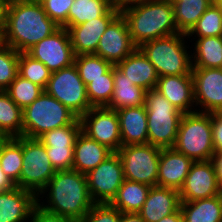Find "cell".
<instances>
[{
  "label": "cell",
  "mask_w": 222,
  "mask_h": 222,
  "mask_svg": "<svg viewBox=\"0 0 222 222\" xmlns=\"http://www.w3.org/2000/svg\"><path fill=\"white\" fill-rule=\"evenodd\" d=\"M36 197L42 209L76 222H82L95 204L89 194L86 175L73 169L56 171ZM44 197L47 199L43 200Z\"/></svg>",
  "instance_id": "cell-1"
},
{
  "label": "cell",
  "mask_w": 222,
  "mask_h": 222,
  "mask_svg": "<svg viewBox=\"0 0 222 222\" xmlns=\"http://www.w3.org/2000/svg\"><path fill=\"white\" fill-rule=\"evenodd\" d=\"M59 28L38 0H11L1 43L17 52H26Z\"/></svg>",
  "instance_id": "cell-2"
},
{
  "label": "cell",
  "mask_w": 222,
  "mask_h": 222,
  "mask_svg": "<svg viewBox=\"0 0 222 222\" xmlns=\"http://www.w3.org/2000/svg\"><path fill=\"white\" fill-rule=\"evenodd\" d=\"M121 14L137 48L145 42L179 33L171 0H145Z\"/></svg>",
  "instance_id": "cell-3"
},
{
  "label": "cell",
  "mask_w": 222,
  "mask_h": 222,
  "mask_svg": "<svg viewBox=\"0 0 222 222\" xmlns=\"http://www.w3.org/2000/svg\"><path fill=\"white\" fill-rule=\"evenodd\" d=\"M186 39V34L177 33L145 42L138 48L152 63L158 77L192 74V50H188Z\"/></svg>",
  "instance_id": "cell-4"
},
{
  "label": "cell",
  "mask_w": 222,
  "mask_h": 222,
  "mask_svg": "<svg viewBox=\"0 0 222 222\" xmlns=\"http://www.w3.org/2000/svg\"><path fill=\"white\" fill-rule=\"evenodd\" d=\"M70 124H81L79 117L45 91L23 110V136L27 138L38 139Z\"/></svg>",
  "instance_id": "cell-5"
},
{
  "label": "cell",
  "mask_w": 222,
  "mask_h": 222,
  "mask_svg": "<svg viewBox=\"0 0 222 222\" xmlns=\"http://www.w3.org/2000/svg\"><path fill=\"white\" fill-rule=\"evenodd\" d=\"M173 148L193 162L211 160L215 153L211 113L183 114Z\"/></svg>",
  "instance_id": "cell-6"
},
{
  "label": "cell",
  "mask_w": 222,
  "mask_h": 222,
  "mask_svg": "<svg viewBox=\"0 0 222 222\" xmlns=\"http://www.w3.org/2000/svg\"><path fill=\"white\" fill-rule=\"evenodd\" d=\"M145 106L148 120V144L160 149L172 148L183 113L156 89L147 91Z\"/></svg>",
  "instance_id": "cell-7"
},
{
  "label": "cell",
  "mask_w": 222,
  "mask_h": 222,
  "mask_svg": "<svg viewBox=\"0 0 222 222\" xmlns=\"http://www.w3.org/2000/svg\"><path fill=\"white\" fill-rule=\"evenodd\" d=\"M22 152L20 188L38 196L56 170L51 165L46 147L38 139L22 136Z\"/></svg>",
  "instance_id": "cell-8"
},
{
  "label": "cell",
  "mask_w": 222,
  "mask_h": 222,
  "mask_svg": "<svg viewBox=\"0 0 222 222\" xmlns=\"http://www.w3.org/2000/svg\"><path fill=\"white\" fill-rule=\"evenodd\" d=\"M44 91L79 118L91 108L86 85L79 76L75 64L52 72Z\"/></svg>",
  "instance_id": "cell-9"
},
{
  "label": "cell",
  "mask_w": 222,
  "mask_h": 222,
  "mask_svg": "<svg viewBox=\"0 0 222 222\" xmlns=\"http://www.w3.org/2000/svg\"><path fill=\"white\" fill-rule=\"evenodd\" d=\"M126 180L157 186L161 149L151 144L122 146L118 151Z\"/></svg>",
  "instance_id": "cell-10"
},
{
  "label": "cell",
  "mask_w": 222,
  "mask_h": 222,
  "mask_svg": "<svg viewBox=\"0 0 222 222\" xmlns=\"http://www.w3.org/2000/svg\"><path fill=\"white\" fill-rule=\"evenodd\" d=\"M86 177L92 201L110 204L125 180L122 161L118 153L113 152L86 174Z\"/></svg>",
  "instance_id": "cell-11"
},
{
  "label": "cell",
  "mask_w": 222,
  "mask_h": 222,
  "mask_svg": "<svg viewBox=\"0 0 222 222\" xmlns=\"http://www.w3.org/2000/svg\"><path fill=\"white\" fill-rule=\"evenodd\" d=\"M81 131L89 138L106 146L112 152L122 147L119 117L107 107H91L80 118Z\"/></svg>",
  "instance_id": "cell-12"
},
{
  "label": "cell",
  "mask_w": 222,
  "mask_h": 222,
  "mask_svg": "<svg viewBox=\"0 0 222 222\" xmlns=\"http://www.w3.org/2000/svg\"><path fill=\"white\" fill-rule=\"evenodd\" d=\"M26 53L45 64L51 72L69 67L75 60L70 36L64 27L33 45Z\"/></svg>",
  "instance_id": "cell-13"
},
{
  "label": "cell",
  "mask_w": 222,
  "mask_h": 222,
  "mask_svg": "<svg viewBox=\"0 0 222 222\" xmlns=\"http://www.w3.org/2000/svg\"><path fill=\"white\" fill-rule=\"evenodd\" d=\"M192 77L194 82L195 111L221 113L222 69L192 68Z\"/></svg>",
  "instance_id": "cell-14"
},
{
  "label": "cell",
  "mask_w": 222,
  "mask_h": 222,
  "mask_svg": "<svg viewBox=\"0 0 222 222\" xmlns=\"http://www.w3.org/2000/svg\"><path fill=\"white\" fill-rule=\"evenodd\" d=\"M136 48L131 39L128 24L120 13L101 36L95 54L116 65Z\"/></svg>",
  "instance_id": "cell-15"
},
{
  "label": "cell",
  "mask_w": 222,
  "mask_h": 222,
  "mask_svg": "<svg viewBox=\"0 0 222 222\" xmlns=\"http://www.w3.org/2000/svg\"><path fill=\"white\" fill-rule=\"evenodd\" d=\"M222 194L211 160L193 162L183 187L179 190L181 201H194Z\"/></svg>",
  "instance_id": "cell-16"
},
{
  "label": "cell",
  "mask_w": 222,
  "mask_h": 222,
  "mask_svg": "<svg viewBox=\"0 0 222 222\" xmlns=\"http://www.w3.org/2000/svg\"><path fill=\"white\" fill-rule=\"evenodd\" d=\"M120 14L112 7L101 17L77 26H67L75 56L95 54L99 40L108 25Z\"/></svg>",
  "instance_id": "cell-17"
},
{
  "label": "cell",
  "mask_w": 222,
  "mask_h": 222,
  "mask_svg": "<svg viewBox=\"0 0 222 222\" xmlns=\"http://www.w3.org/2000/svg\"><path fill=\"white\" fill-rule=\"evenodd\" d=\"M156 90L183 114L195 112L192 74L158 77Z\"/></svg>",
  "instance_id": "cell-18"
},
{
  "label": "cell",
  "mask_w": 222,
  "mask_h": 222,
  "mask_svg": "<svg viewBox=\"0 0 222 222\" xmlns=\"http://www.w3.org/2000/svg\"><path fill=\"white\" fill-rule=\"evenodd\" d=\"M193 161L172 148L161 149L157 186L180 190Z\"/></svg>",
  "instance_id": "cell-19"
},
{
  "label": "cell",
  "mask_w": 222,
  "mask_h": 222,
  "mask_svg": "<svg viewBox=\"0 0 222 222\" xmlns=\"http://www.w3.org/2000/svg\"><path fill=\"white\" fill-rule=\"evenodd\" d=\"M179 191L172 188L152 186L142 209L138 212L144 222H158L180 208Z\"/></svg>",
  "instance_id": "cell-20"
},
{
  "label": "cell",
  "mask_w": 222,
  "mask_h": 222,
  "mask_svg": "<svg viewBox=\"0 0 222 222\" xmlns=\"http://www.w3.org/2000/svg\"><path fill=\"white\" fill-rule=\"evenodd\" d=\"M37 197L30 191L14 187L0 193V222H28Z\"/></svg>",
  "instance_id": "cell-21"
},
{
  "label": "cell",
  "mask_w": 222,
  "mask_h": 222,
  "mask_svg": "<svg viewBox=\"0 0 222 222\" xmlns=\"http://www.w3.org/2000/svg\"><path fill=\"white\" fill-rule=\"evenodd\" d=\"M133 84L146 91L156 89L158 75L152 63L136 48L129 56L115 65Z\"/></svg>",
  "instance_id": "cell-22"
},
{
  "label": "cell",
  "mask_w": 222,
  "mask_h": 222,
  "mask_svg": "<svg viewBox=\"0 0 222 222\" xmlns=\"http://www.w3.org/2000/svg\"><path fill=\"white\" fill-rule=\"evenodd\" d=\"M116 112L119 117L122 146L148 144L146 106L128 107Z\"/></svg>",
  "instance_id": "cell-23"
},
{
  "label": "cell",
  "mask_w": 222,
  "mask_h": 222,
  "mask_svg": "<svg viewBox=\"0 0 222 222\" xmlns=\"http://www.w3.org/2000/svg\"><path fill=\"white\" fill-rule=\"evenodd\" d=\"M113 152L106 146L89 138L82 131L77 135L74 143L72 169L82 174H88Z\"/></svg>",
  "instance_id": "cell-24"
},
{
  "label": "cell",
  "mask_w": 222,
  "mask_h": 222,
  "mask_svg": "<svg viewBox=\"0 0 222 222\" xmlns=\"http://www.w3.org/2000/svg\"><path fill=\"white\" fill-rule=\"evenodd\" d=\"M113 81V95L107 108L117 111L128 107L145 106L147 91L129 81L115 65Z\"/></svg>",
  "instance_id": "cell-25"
},
{
  "label": "cell",
  "mask_w": 222,
  "mask_h": 222,
  "mask_svg": "<svg viewBox=\"0 0 222 222\" xmlns=\"http://www.w3.org/2000/svg\"><path fill=\"white\" fill-rule=\"evenodd\" d=\"M183 222H222V194L194 201H181Z\"/></svg>",
  "instance_id": "cell-26"
},
{
  "label": "cell",
  "mask_w": 222,
  "mask_h": 222,
  "mask_svg": "<svg viewBox=\"0 0 222 222\" xmlns=\"http://www.w3.org/2000/svg\"><path fill=\"white\" fill-rule=\"evenodd\" d=\"M197 38V40H196ZM195 40L192 68H220L222 61V36L192 37Z\"/></svg>",
  "instance_id": "cell-27"
},
{
  "label": "cell",
  "mask_w": 222,
  "mask_h": 222,
  "mask_svg": "<svg viewBox=\"0 0 222 222\" xmlns=\"http://www.w3.org/2000/svg\"><path fill=\"white\" fill-rule=\"evenodd\" d=\"M150 188L149 185L125 179L110 204L121 213H138L146 201Z\"/></svg>",
  "instance_id": "cell-28"
},
{
  "label": "cell",
  "mask_w": 222,
  "mask_h": 222,
  "mask_svg": "<svg viewBox=\"0 0 222 222\" xmlns=\"http://www.w3.org/2000/svg\"><path fill=\"white\" fill-rule=\"evenodd\" d=\"M213 2L216 0H171L178 32L187 35Z\"/></svg>",
  "instance_id": "cell-29"
},
{
  "label": "cell",
  "mask_w": 222,
  "mask_h": 222,
  "mask_svg": "<svg viewBox=\"0 0 222 222\" xmlns=\"http://www.w3.org/2000/svg\"><path fill=\"white\" fill-rule=\"evenodd\" d=\"M0 163L4 174L20 188L23 164L22 136L4 138L0 142Z\"/></svg>",
  "instance_id": "cell-30"
},
{
  "label": "cell",
  "mask_w": 222,
  "mask_h": 222,
  "mask_svg": "<svg viewBox=\"0 0 222 222\" xmlns=\"http://www.w3.org/2000/svg\"><path fill=\"white\" fill-rule=\"evenodd\" d=\"M0 133L4 138L23 136V110L0 91Z\"/></svg>",
  "instance_id": "cell-31"
},
{
  "label": "cell",
  "mask_w": 222,
  "mask_h": 222,
  "mask_svg": "<svg viewBox=\"0 0 222 222\" xmlns=\"http://www.w3.org/2000/svg\"><path fill=\"white\" fill-rule=\"evenodd\" d=\"M110 8V0H74L68 13V26H77L101 17Z\"/></svg>",
  "instance_id": "cell-32"
},
{
  "label": "cell",
  "mask_w": 222,
  "mask_h": 222,
  "mask_svg": "<svg viewBox=\"0 0 222 222\" xmlns=\"http://www.w3.org/2000/svg\"><path fill=\"white\" fill-rule=\"evenodd\" d=\"M193 35L194 37L222 36V9L216 2L206 9L187 34V38L190 39Z\"/></svg>",
  "instance_id": "cell-33"
},
{
  "label": "cell",
  "mask_w": 222,
  "mask_h": 222,
  "mask_svg": "<svg viewBox=\"0 0 222 222\" xmlns=\"http://www.w3.org/2000/svg\"><path fill=\"white\" fill-rule=\"evenodd\" d=\"M74 64L84 84L87 86L94 79L102 77L114 65L96 54L75 56Z\"/></svg>",
  "instance_id": "cell-34"
},
{
  "label": "cell",
  "mask_w": 222,
  "mask_h": 222,
  "mask_svg": "<svg viewBox=\"0 0 222 222\" xmlns=\"http://www.w3.org/2000/svg\"><path fill=\"white\" fill-rule=\"evenodd\" d=\"M5 92L22 110L32 104L44 89L37 84L17 75Z\"/></svg>",
  "instance_id": "cell-35"
},
{
  "label": "cell",
  "mask_w": 222,
  "mask_h": 222,
  "mask_svg": "<svg viewBox=\"0 0 222 222\" xmlns=\"http://www.w3.org/2000/svg\"><path fill=\"white\" fill-rule=\"evenodd\" d=\"M86 89L91 107H107L110 104L114 90L113 67L102 77L91 81Z\"/></svg>",
  "instance_id": "cell-36"
},
{
  "label": "cell",
  "mask_w": 222,
  "mask_h": 222,
  "mask_svg": "<svg viewBox=\"0 0 222 222\" xmlns=\"http://www.w3.org/2000/svg\"><path fill=\"white\" fill-rule=\"evenodd\" d=\"M51 73L41 61L32 58L26 52L19 53L18 75L45 89Z\"/></svg>",
  "instance_id": "cell-37"
},
{
  "label": "cell",
  "mask_w": 222,
  "mask_h": 222,
  "mask_svg": "<svg viewBox=\"0 0 222 222\" xmlns=\"http://www.w3.org/2000/svg\"><path fill=\"white\" fill-rule=\"evenodd\" d=\"M81 131V124H70L44 133L38 140L46 148L74 147L77 135Z\"/></svg>",
  "instance_id": "cell-38"
},
{
  "label": "cell",
  "mask_w": 222,
  "mask_h": 222,
  "mask_svg": "<svg viewBox=\"0 0 222 222\" xmlns=\"http://www.w3.org/2000/svg\"><path fill=\"white\" fill-rule=\"evenodd\" d=\"M19 53L0 43V91H5L18 75Z\"/></svg>",
  "instance_id": "cell-39"
},
{
  "label": "cell",
  "mask_w": 222,
  "mask_h": 222,
  "mask_svg": "<svg viewBox=\"0 0 222 222\" xmlns=\"http://www.w3.org/2000/svg\"><path fill=\"white\" fill-rule=\"evenodd\" d=\"M45 10L47 16L58 26H68V13L74 0H38Z\"/></svg>",
  "instance_id": "cell-40"
},
{
  "label": "cell",
  "mask_w": 222,
  "mask_h": 222,
  "mask_svg": "<svg viewBox=\"0 0 222 222\" xmlns=\"http://www.w3.org/2000/svg\"><path fill=\"white\" fill-rule=\"evenodd\" d=\"M82 222H120V211L108 203H95Z\"/></svg>",
  "instance_id": "cell-41"
},
{
  "label": "cell",
  "mask_w": 222,
  "mask_h": 222,
  "mask_svg": "<svg viewBox=\"0 0 222 222\" xmlns=\"http://www.w3.org/2000/svg\"><path fill=\"white\" fill-rule=\"evenodd\" d=\"M46 151L51 165L56 171L72 169L74 147L46 148Z\"/></svg>",
  "instance_id": "cell-42"
},
{
  "label": "cell",
  "mask_w": 222,
  "mask_h": 222,
  "mask_svg": "<svg viewBox=\"0 0 222 222\" xmlns=\"http://www.w3.org/2000/svg\"><path fill=\"white\" fill-rule=\"evenodd\" d=\"M30 222H76L72 219L62 217L61 215L50 213L42 209L37 204L33 207Z\"/></svg>",
  "instance_id": "cell-43"
},
{
  "label": "cell",
  "mask_w": 222,
  "mask_h": 222,
  "mask_svg": "<svg viewBox=\"0 0 222 222\" xmlns=\"http://www.w3.org/2000/svg\"><path fill=\"white\" fill-rule=\"evenodd\" d=\"M213 146L215 152L222 150V112L211 113Z\"/></svg>",
  "instance_id": "cell-44"
},
{
  "label": "cell",
  "mask_w": 222,
  "mask_h": 222,
  "mask_svg": "<svg viewBox=\"0 0 222 222\" xmlns=\"http://www.w3.org/2000/svg\"><path fill=\"white\" fill-rule=\"evenodd\" d=\"M211 161L216 171L219 187L222 190V150L216 151L213 154Z\"/></svg>",
  "instance_id": "cell-45"
},
{
  "label": "cell",
  "mask_w": 222,
  "mask_h": 222,
  "mask_svg": "<svg viewBox=\"0 0 222 222\" xmlns=\"http://www.w3.org/2000/svg\"><path fill=\"white\" fill-rule=\"evenodd\" d=\"M145 0H110V6L120 13L126 8L138 5Z\"/></svg>",
  "instance_id": "cell-46"
},
{
  "label": "cell",
  "mask_w": 222,
  "mask_h": 222,
  "mask_svg": "<svg viewBox=\"0 0 222 222\" xmlns=\"http://www.w3.org/2000/svg\"><path fill=\"white\" fill-rule=\"evenodd\" d=\"M9 2V0H0V37H2L5 30Z\"/></svg>",
  "instance_id": "cell-47"
},
{
  "label": "cell",
  "mask_w": 222,
  "mask_h": 222,
  "mask_svg": "<svg viewBox=\"0 0 222 222\" xmlns=\"http://www.w3.org/2000/svg\"><path fill=\"white\" fill-rule=\"evenodd\" d=\"M16 185L2 171L0 163V193L13 189Z\"/></svg>",
  "instance_id": "cell-48"
},
{
  "label": "cell",
  "mask_w": 222,
  "mask_h": 222,
  "mask_svg": "<svg viewBox=\"0 0 222 222\" xmlns=\"http://www.w3.org/2000/svg\"><path fill=\"white\" fill-rule=\"evenodd\" d=\"M120 222H144L138 213H121Z\"/></svg>",
  "instance_id": "cell-49"
},
{
  "label": "cell",
  "mask_w": 222,
  "mask_h": 222,
  "mask_svg": "<svg viewBox=\"0 0 222 222\" xmlns=\"http://www.w3.org/2000/svg\"><path fill=\"white\" fill-rule=\"evenodd\" d=\"M158 222H183L181 209L179 208L176 212L168 216H165L164 218L160 219Z\"/></svg>",
  "instance_id": "cell-50"
},
{
  "label": "cell",
  "mask_w": 222,
  "mask_h": 222,
  "mask_svg": "<svg viewBox=\"0 0 222 222\" xmlns=\"http://www.w3.org/2000/svg\"><path fill=\"white\" fill-rule=\"evenodd\" d=\"M216 3L221 7L222 9V0H216Z\"/></svg>",
  "instance_id": "cell-51"
},
{
  "label": "cell",
  "mask_w": 222,
  "mask_h": 222,
  "mask_svg": "<svg viewBox=\"0 0 222 222\" xmlns=\"http://www.w3.org/2000/svg\"><path fill=\"white\" fill-rule=\"evenodd\" d=\"M4 139L3 135L0 133V142Z\"/></svg>",
  "instance_id": "cell-52"
}]
</instances>
